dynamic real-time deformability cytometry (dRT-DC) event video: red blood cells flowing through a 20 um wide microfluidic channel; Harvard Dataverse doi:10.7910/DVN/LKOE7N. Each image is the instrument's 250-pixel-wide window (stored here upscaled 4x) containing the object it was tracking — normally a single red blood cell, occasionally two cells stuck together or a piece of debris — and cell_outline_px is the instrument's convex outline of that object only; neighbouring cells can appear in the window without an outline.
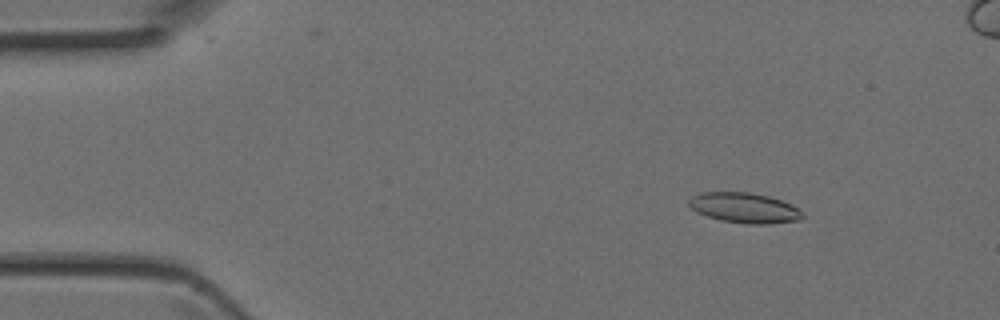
{"species": "Egyptian fruit bat (a non-hibernating species)", "species_latin": "Rousettus aegyptiacus", "temperature_condition": "room temperature", "stored_images_in_passage": 45, "camera_frame_rate_fps": 3000, "um_per_image_px": 0.085, "animal": {"sex": "female"}, "frame": {"image": 1, "passage_image": 6, "time_ms": 1.667, "image_size_px": [1000, 320], "cell_outline_px": [[804, 216], [800, 220], [768, 224], [748, 224], [720, 220], [696, 212], [688, 204], [688, 200], [692, 196], [700, 192], [752, 192], [768, 196], [792, 204], [804, 212]], "centroid_in_image_um": [63.29, 17.66], "position_along_channel_um": 21.7, "area_um2": 20.17}}
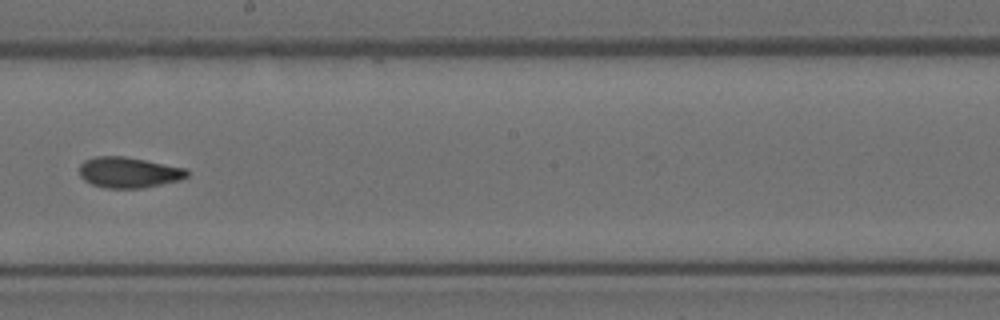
{"frame": {"image": 2, "passage_image": 25, "time_ms": 8.0, "image_size_px": [1000, 320], "cell_outline_px": [[188, 176], [180, 180], [140, 188], [104, 188], [92, 184], [84, 180], [80, 176], [80, 164], [84, 160], [96, 156], [124, 156], [184, 168], [188, 172]], "centroid_in_image_um": [10.89, 14.65], "position_along_channel_um": 237.3, "area_um2": 19.07}}
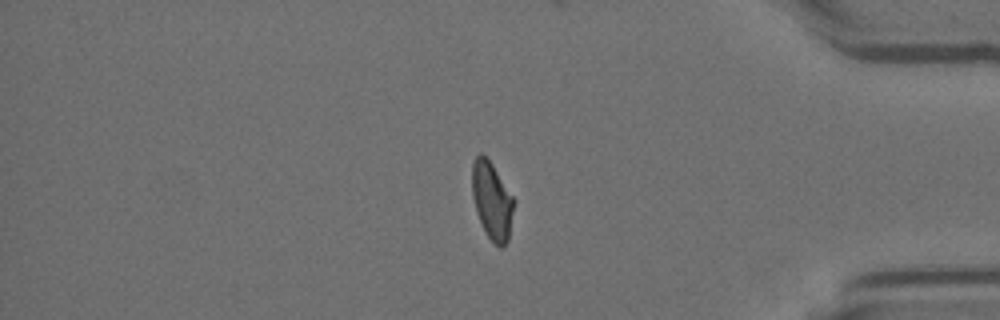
{"frame": {"image": 3, "passage_image": 37, "time_ms": 12.0, "image_size_px": [1000, 320], "cell_outline_px": [[516, 200], [508, 240], [500, 248], [488, 236], [476, 212], [472, 196], [472, 164], [476, 156], [480, 152], [492, 164]], "centroid_in_image_um": [41.83, 17.04], "position_along_channel_um": 393.4, "area_um2": 18.79}}